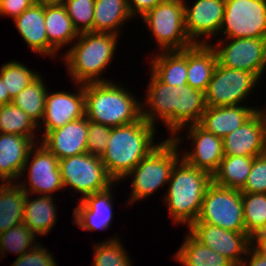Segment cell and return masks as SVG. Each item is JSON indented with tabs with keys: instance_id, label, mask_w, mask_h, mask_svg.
<instances>
[{
	"instance_id": "obj_1",
	"label": "cell",
	"mask_w": 266,
	"mask_h": 266,
	"mask_svg": "<svg viewBox=\"0 0 266 266\" xmlns=\"http://www.w3.org/2000/svg\"><path fill=\"white\" fill-rule=\"evenodd\" d=\"M142 118L151 125L161 119L173 138L188 125L197 124L207 109L205 93L189 85L172 86L161 82L152 72ZM149 106V107H148ZM148 107V108H147ZM150 108V109H149ZM146 109V110H145Z\"/></svg>"
},
{
	"instance_id": "obj_2",
	"label": "cell",
	"mask_w": 266,
	"mask_h": 266,
	"mask_svg": "<svg viewBox=\"0 0 266 266\" xmlns=\"http://www.w3.org/2000/svg\"><path fill=\"white\" fill-rule=\"evenodd\" d=\"M155 126L142 117L133 123L112 127L107 148L100 157L107 174L121 182L156 146ZM154 142V143H153Z\"/></svg>"
},
{
	"instance_id": "obj_3",
	"label": "cell",
	"mask_w": 266,
	"mask_h": 266,
	"mask_svg": "<svg viewBox=\"0 0 266 266\" xmlns=\"http://www.w3.org/2000/svg\"><path fill=\"white\" fill-rule=\"evenodd\" d=\"M213 183L210 173L187 164L182 158L173 167L164 200L173 223L189 228L198 218L207 188Z\"/></svg>"
},
{
	"instance_id": "obj_4",
	"label": "cell",
	"mask_w": 266,
	"mask_h": 266,
	"mask_svg": "<svg viewBox=\"0 0 266 266\" xmlns=\"http://www.w3.org/2000/svg\"><path fill=\"white\" fill-rule=\"evenodd\" d=\"M112 81L84 84L85 116L111 128L138 121L142 117L141 102Z\"/></svg>"
},
{
	"instance_id": "obj_5",
	"label": "cell",
	"mask_w": 266,
	"mask_h": 266,
	"mask_svg": "<svg viewBox=\"0 0 266 266\" xmlns=\"http://www.w3.org/2000/svg\"><path fill=\"white\" fill-rule=\"evenodd\" d=\"M118 36L102 32L79 34L76 44L65 52L62 59L75 84L110 81L102 79L101 74L114 58Z\"/></svg>"
},
{
	"instance_id": "obj_6",
	"label": "cell",
	"mask_w": 266,
	"mask_h": 266,
	"mask_svg": "<svg viewBox=\"0 0 266 266\" xmlns=\"http://www.w3.org/2000/svg\"><path fill=\"white\" fill-rule=\"evenodd\" d=\"M182 136L175 135L160 142L144 157L127 175L131 176V196L128 203L141 201L157 192L161 186L169 182L170 174L179 158V144Z\"/></svg>"
},
{
	"instance_id": "obj_7",
	"label": "cell",
	"mask_w": 266,
	"mask_h": 266,
	"mask_svg": "<svg viewBox=\"0 0 266 266\" xmlns=\"http://www.w3.org/2000/svg\"><path fill=\"white\" fill-rule=\"evenodd\" d=\"M141 19L160 51L183 50L194 45L186 33L184 0H164Z\"/></svg>"
},
{
	"instance_id": "obj_8",
	"label": "cell",
	"mask_w": 266,
	"mask_h": 266,
	"mask_svg": "<svg viewBox=\"0 0 266 266\" xmlns=\"http://www.w3.org/2000/svg\"><path fill=\"white\" fill-rule=\"evenodd\" d=\"M194 223H208L235 232H245L242 193L212 183L204 195Z\"/></svg>"
},
{
	"instance_id": "obj_9",
	"label": "cell",
	"mask_w": 266,
	"mask_h": 266,
	"mask_svg": "<svg viewBox=\"0 0 266 266\" xmlns=\"http://www.w3.org/2000/svg\"><path fill=\"white\" fill-rule=\"evenodd\" d=\"M59 168L64 188H73L83 195L80 200L116 183L107 174L101 158L90 153L63 158L59 160Z\"/></svg>"
},
{
	"instance_id": "obj_10",
	"label": "cell",
	"mask_w": 266,
	"mask_h": 266,
	"mask_svg": "<svg viewBox=\"0 0 266 266\" xmlns=\"http://www.w3.org/2000/svg\"><path fill=\"white\" fill-rule=\"evenodd\" d=\"M219 32L224 39L266 38V0H225Z\"/></svg>"
},
{
	"instance_id": "obj_11",
	"label": "cell",
	"mask_w": 266,
	"mask_h": 266,
	"mask_svg": "<svg viewBox=\"0 0 266 266\" xmlns=\"http://www.w3.org/2000/svg\"><path fill=\"white\" fill-rule=\"evenodd\" d=\"M261 80L254 73L217 64L205 91L207 107L241 105Z\"/></svg>"
},
{
	"instance_id": "obj_12",
	"label": "cell",
	"mask_w": 266,
	"mask_h": 266,
	"mask_svg": "<svg viewBox=\"0 0 266 266\" xmlns=\"http://www.w3.org/2000/svg\"><path fill=\"white\" fill-rule=\"evenodd\" d=\"M211 45L221 66L254 73L259 79L266 69V38H228ZM224 44V45H223Z\"/></svg>"
},
{
	"instance_id": "obj_13",
	"label": "cell",
	"mask_w": 266,
	"mask_h": 266,
	"mask_svg": "<svg viewBox=\"0 0 266 266\" xmlns=\"http://www.w3.org/2000/svg\"><path fill=\"white\" fill-rule=\"evenodd\" d=\"M37 145L35 144L36 147L33 146L30 150L21 174V176H24V173L28 170L27 178L29 182L26 180V183L29 184L30 188L24 181L19 183L18 180L17 183L26 194L35 193L52 196L53 192H57L59 189L61 191L64 188L59 159L41 143L38 147ZM29 159H32L30 163Z\"/></svg>"
},
{
	"instance_id": "obj_14",
	"label": "cell",
	"mask_w": 266,
	"mask_h": 266,
	"mask_svg": "<svg viewBox=\"0 0 266 266\" xmlns=\"http://www.w3.org/2000/svg\"><path fill=\"white\" fill-rule=\"evenodd\" d=\"M189 232L202 244L239 266L252 245L245 232L226 230L208 223H193ZM244 255V256H243Z\"/></svg>"
},
{
	"instance_id": "obj_15",
	"label": "cell",
	"mask_w": 266,
	"mask_h": 266,
	"mask_svg": "<svg viewBox=\"0 0 266 266\" xmlns=\"http://www.w3.org/2000/svg\"><path fill=\"white\" fill-rule=\"evenodd\" d=\"M223 151L224 156L257 157L266 153V120L261 109L223 137Z\"/></svg>"
},
{
	"instance_id": "obj_16",
	"label": "cell",
	"mask_w": 266,
	"mask_h": 266,
	"mask_svg": "<svg viewBox=\"0 0 266 266\" xmlns=\"http://www.w3.org/2000/svg\"><path fill=\"white\" fill-rule=\"evenodd\" d=\"M224 8L225 0H196L191 7L184 0L186 33L193 44H210L208 37L219 34Z\"/></svg>"
},
{
	"instance_id": "obj_17",
	"label": "cell",
	"mask_w": 266,
	"mask_h": 266,
	"mask_svg": "<svg viewBox=\"0 0 266 266\" xmlns=\"http://www.w3.org/2000/svg\"><path fill=\"white\" fill-rule=\"evenodd\" d=\"M188 137L192 140V151L182 154V159L192 167L213 175L224 158L223 138L215 136L199 123L188 125Z\"/></svg>"
},
{
	"instance_id": "obj_18",
	"label": "cell",
	"mask_w": 266,
	"mask_h": 266,
	"mask_svg": "<svg viewBox=\"0 0 266 266\" xmlns=\"http://www.w3.org/2000/svg\"><path fill=\"white\" fill-rule=\"evenodd\" d=\"M77 92L47 91L42 123L45 135L47 132L63 127L66 123L85 116L84 85L76 84ZM79 88V89H78Z\"/></svg>"
},
{
	"instance_id": "obj_19",
	"label": "cell",
	"mask_w": 266,
	"mask_h": 266,
	"mask_svg": "<svg viewBox=\"0 0 266 266\" xmlns=\"http://www.w3.org/2000/svg\"><path fill=\"white\" fill-rule=\"evenodd\" d=\"M88 119L86 116L42 134V142L59 160L87 153Z\"/></svg>"
},
{
	"instance_id": "obj_20",
	"label": "cell",
	"mask_w": 266,
	"mask_h": 266,
	"mask_svg": "<svg viewBox=\"0 0 266 266\" xmlns=\"http://www.w3.org/2000/svg\"><path fill=\"white\" fill-rule=\"evenodd\" d=\"M110 185L107 189L95 192L79 200L80 204L74 208V224L87 231L107 229L112 222V193Z\"/></svg>"
},
{
	"instance_id": "obj_21",
	"label": "cell",
	"mask_w": 266,
	"mask_h": 266,
	"mask_svg": "<svg viewBox=\"0 0 266 266\" xmlns=\"http://www.w3.org/2000/svg\"><path fill=\"white\" fill-rule=\"evenodd\" d=\"M36 138L0 133V182H13L21 177Z\"/></svg>"
},
{
	"instance_id": "obj_22",
	"label": "cell",
	"mask_w": 266,
	"mask_h": 266,
	"mask_svg": "<svg viewBox=\"0 0 266 266\" xmlns=\"http://www.w3.org/2000/svg\"><path fill=\"white\" fill-rule=\"evenodd\" d=\"M13 22L32 52L55 57L58 51L48 42L44 23V5L34 4L17 16Z\"/></svg>"
},
{
	"instance_id": "obj_23",
	"label": "cell",
	"mask_w": 266,
	"mask_h": 266,
	"mask_svg": "<svg viewBox=\"0 0 266 266\" xmlns=\"http://www.w3.org/2000/svg\"><path fill=\"white\" fill-rule=\"evenodd\" d=\"M258 109L240 105L207 107L199 124L215 136L225 137L239 128Z\"/></svg>"
},
{
	"instance_id": "obj_24",
	"label": "cell",
	"mask_w": 266,
	"mask_h": 266,
	"mask_svg": "<svg viewBox=\"0 0 266 266\" xmlns=\"http://www.w3.org/2000/svg\"><path fill=\"white\" fill-rule=\"evenodd\" d=\"M218 64L210 44H194L187 48V84L205 93Z\"/></svg>"
},
{
	"instance_id": "obj_25",
	"label": "cell",
	"mask_w": 266,
	"mask_h": 266,
	"mask_svg": "<svg viewBox=\"0 0 266 266\" xmlns=\"http://www.w3.org/2000/svg\"><path fill=\"white\" fill-rule=\"evenodd\" d=\"M151 59L150 70L161 82L172 86L188 85L187 48L161 51Z\"/></svg>"
},
{
	"instance_id": "obj_26",
	"label": "cell",
	"mask_w": 266,
	"mask_h": 266,
	"mask_svg": "<svg viewBox=\"0 0 266 266\" xmlns=\"http://www.w3.org/2000/svg\"><path fill=\"white\" fill-rule=\"evenodd\" d=\"M44 19L48 42L57 50L79 37L72 20L62 4L45 5ZM69 43V44H68Z\"/></svg>"
},
{
	"instance_id": "obj_27",
	"label": "cell",
	"mask_w": 266,
	"mask_h": 266,
	"mask_svg": "<svg viewBox=\"0 0 266 266\" xmlns=\"http://www.w3.org/2000/svg\"><path fill=\"white\" fill-rule=\"evenodd\" d=\"M53 196L41 195L32 200L26 194L23 223L36 235H47L56 224V204Z\"/></svg>"
},
{
	"instance_id": "obj_28",
	"label": "cell",
	"mask_w": 266,
	"mask_h": 266,
	"mask_svg": "<svg viewBox=\"0 0 266 266\" xmlns=\"http://www.w3.org/2000/svg\"><path fill=\"white\" fill-rule=\"evenodd\" d=\"M132 17L127 0H95L93 32L119 35V27Z\"/></svg>"
},
{
	"instance_id": "obj_29",
	"label": "cell",
	"mask_w": 266,
	"mask_h": 266,
	"mask_svg": "<svg viewBox=\"0 0 266 266\" xmlns=\"http://www.w3.org/2000/svg\"><path fill=\"white\" fill-rule=\"evenodd\" d=\"M26 193L15 182L0 184V234L23 223Z\"/></svg>"
},
{
	"instance_id": "obj_30",
	"label": "cell",
	"mask_w": 266,
	"mask_h": 266,
	"mask_svg": "<svg viewBox=\"0 0 266 266\" xmlns=\"http://www.w3.org/2000/svg\"><path fill=\"white\" fill-rule=\"evenodd\" d=\"M174 259L184 266H234L223 255L218 254L198 241L189 231Z\"/></svg>"
},
{
	"instance_id": "obj_31",
	"label": "cell",
	"mask_w": 266,
	"mask_h": 266,
	"mask_svg": "<svg viewBox=\"0 0 266 266\" xmlns=\"http://www.w3.org/2000/svg\"><path fill=\"white\" fill-rule=\"evenodd\" d=\"M253 160L254 157L224 156L212 175L213 183L220 187L241 190L247 182Z\"/></svg>"
},
{
	"instance_id": "obj_32",
	"label": "cell",
	"mask_w": 266,
	"mask_h": 266,
	"mask_svg": "<svg viewBox=\"0 0 266 266\" xmlns=\"http://www.w3.org/2000/svg\"><path fill=\"white\" fill-rule=\"evenodd\" d=\"M42 76H38L19 94L12 98L11 103L22 109L33 121L41 126L44 116L47 87Z\"/></svg>"
},
{
	"instance_id": "obj_33",
	"label": "cell",
	"mask_w": 266,
	"mask_h": 266,
	"mask_svg": "<svg viewBox=\"0 0 266 266\" xmlns=\"http://www.w3.org/2000/svg\"><path fill=\"white\" fill-rule=\"evenodd\" d=\"M245 233L252 239L266 232V193H242Z\"/></svg>"
},
{
	"instance_id": "obj_34",
	"label": "cell",
	"mask_w": 266,
	"mask_h": 266,
	"mask_svg": "<svg viewBox=\"0 0 266 266\" xmlns=\"http://www.w3.org/2000/svg\"><path fill=\"white\" fill-rule=\"evenodd\" d=\"M38 125L22 109L12 103L0 105V133L36 138Z\"/></svg>"
},
{
	"instance_id": "obj_35",
	"label": "cell",
	"mask_w": 266,
	"mask_h": 266,
	"mask_svg": "<svg viewBox=\"0 0 266 266\" xmlns=\"http://www.w3.org/2000/svg\"><path fill=\"white\" fill-rule=\"evenodd\" d=\"M35 234L24 224H18L0 234V255L11 251L18 257L33 249L37 244Z\"/></svg>"
},
{
	"instance_id": "obj_36",
	"label": "cell",
	"mask_w": 266,
	"mask_h": 266,
	"mask_svg": "<svg viewBox=\"0 0 266 266\" xmlns=\"http://www.w3.org/2000/svg\"><path fill=\"white\" fill-rule=\"evenodd\" d=\"M40 74L30 70L19 61H9L0 67V77L12 99L26 86L33 82Z\"/></svg>"
},
{
	"instance_id": "obj_37",
	"label": "cell",
	"mask_w": 266,
	"mask_h": 266,
	"mask_svg": "<svg viewBox=\"0 0 266 266\" xmlns=\"http://www.w3.org/2000/svg\"><path fill=\"white\" fill-rule=\"evenodd\" d=\"M114 237L94 244L93 266H131L130 255L124 250L119 237Z\"/></svg>"
},
{
	"instance_id": "obj_38",
	"label": "cell",
	"mask_w": 266,
	"mask_h": 266,
	"mask_svg": "<svg viewBox=\"0 0 266 266\" xmlns=\"http://www.w3.org/2000/svg\"><path fill=\"white\" fill-rule=\"evenodd\" d=\"M95 0H63L68 16L77 32H93Z\"/></svg>"
},
{
	"instance_id": "obj_39",
	"label": "cell",
	"mask_w": 266,
	"mask_h": 266,
	"mask_svg": "<svg viewBox=\"0 0 266 266\" xmlns=\"http://www.w3.org/2000/svg\"><path fill=\"white\" fill-rule=\"evenodd\" d=\"M241 193H266V153L254 157L247 182Z\"/></svg>"
},
{
	"instance_id": "obj_40",
	"label": "cell",
	"mask_w": 266,
	"mask_h": 266,
	"mask_svg": "<svg viewBox=\"0 0 266 266\" xmlns=\"http://www.w3.org/2000/svg\"><path fill=\"white\" fill-rule=\"evenodd\" d=\"M111 127L88 120L87 153L101 157L107 148Z\"/></svg>"
},
{
	"instance_id": "obj_41",
	"label": "cell",
	"mask_w": 266,
	"mask_h": 266,
	"mask_svg": "<svg viewBox=\"0 0 266 266\" xmlns=\"http://www.w3.org/2000/svg\"><path fill=\"white\" fill-rule=\"evenodd\" d=\"M42 246L37 244L27 253L17 257L11 266H57L51 253Z\"/></svg>"
},
{
	"instance_id": "obj_42",
	"label": "cell",
	"mask_w": 266,
	"mask_h": 266,
	"mask_svg": "<svg viewBox=\"0 0 266 266\" xmlns=\"http://www.w3.org/2000/svg\"><path fill=\"white\" fill-rule=\"evenodd\" d=\"M33 5V0H0V15L10 16L14 20Z\"/></svg>"
},
{
	"instance_id": "obj_43",
	"label": "cell",
	"mask_w": 266,
	"mask_h": 266,
	"mask_svg": "<svg viewBox=\"0 0 266 266\" xmlns=\"http://www.w3.org/2000/svg\"><path fill=\"white\" fill-rule=\"evenodd\" d=\"M164 0H127L131 15L141 17Z\"/></svg>"
},
{
	"instance_id": "obj_44",
	"label": "cell",
	"mask_w": 266,
	"mask_h": 266,
	"mask_svg": "<svg viewBox=\"0 0 266 266\" xmlns=\"http://www.w3.org/2000/svg\"><path fill=\"white\" fill-rule=\"evenodd\" d=\"M239 266H266V257L251 245Z\"/></svg>"
},
{
	"instance_id": "obj_45",
	"label": "cell",
	"mask_w": 266,
	"mask_h": 266,
	"mask_svg": "<svg viewBox=\"0 0 266 266\" xmlns=\"http://www.w3.org/2000/svg\"><path fill=\"white\" fill-rule=\"evenodd\" d=\"M252 246L266 257V232L259 233L252 238Z\"/></svg>"
},
{
	"instance_id": "obj_46",
	"label": "cell",
	"mask_w": 266,
	"mask_h": 266,
	"mask_svg": "<svg viewBox=\"0 0 266 266\" xmlns=\"http://www.w3.org/2000/svg\"><path fill=\"white\" fill-rule=\"evenodd\" d=\"M12 99L9 97L8 91L0 77V105L11 103Z\"/></svg>"
},
{
	"instance_id": "obj_47",
	"label": "cell",
	"mask_w": 266,
	"mask_h": 266,
	"mask_svg": "<svg viewBox=\"0 0 266 266\" xmlns=\"http://www.w3.org/2000/svg\"><path fill=\"white\" fill-rule=\"evenodd\" d=\"M35 5H57L62 4L63 0H33Z\"/></svg>"
},
{
	"instance_id": "obj_48",
	"label": "cell",
	"mask_w": 266,
	"mask_h": 266,
	"mask_svg": "<svg viewBox=\"0 0 266 266\" xmlns=\"http://www.w3.org/2000/svg\"><path fill=\"white\" fill-rule=\"evenodd\" d=\"M262 112H263V115H264L265 120H266V109H262Z\"/></svg>"
}]
</instances>
